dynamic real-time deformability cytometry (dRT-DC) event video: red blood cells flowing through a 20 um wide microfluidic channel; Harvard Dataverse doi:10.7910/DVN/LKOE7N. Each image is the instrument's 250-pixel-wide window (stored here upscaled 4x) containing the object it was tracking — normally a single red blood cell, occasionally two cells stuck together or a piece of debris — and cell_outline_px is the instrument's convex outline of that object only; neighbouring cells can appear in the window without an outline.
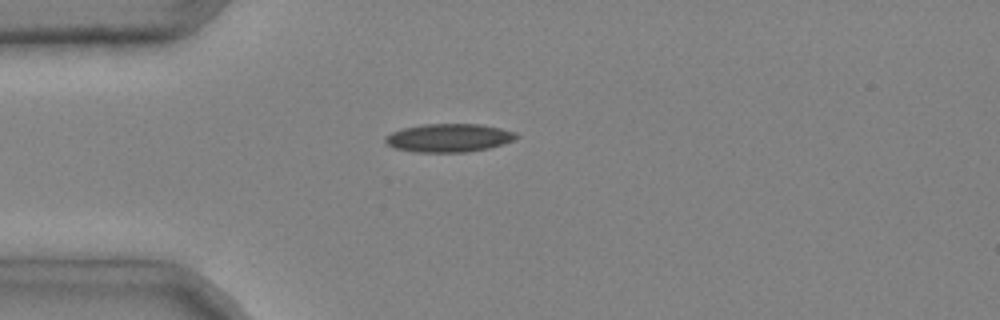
{"species": "common noctule bat (a hibernating species)", "species_latin": "Nyctalus noctula", "temperature_condition": "cold", "stored_images_in_passage": 3, "camera_frame_rate_fps": 3000, "um_per_image_px": 0.085, "animal": {"sex": "male", "body_mass_g": 20.4}, "frame": {"image": 1, "passage_image": 3, "time_ms": 0.667, "image_size_px": [1000, 320], "cell_outline_px": [[520, 136], [512, 140], [488, 148], [468, 152], [416, 152], [392, 148], [384, 140], [384, 136], [392, 132], [404, 128], [424, 124], [480, 124], [500, 128], [516, 132]], "centroid_in_image_um": [38.12, 11.72], "position_along_channel_um": 46.9, "area_um2": 21.56}}